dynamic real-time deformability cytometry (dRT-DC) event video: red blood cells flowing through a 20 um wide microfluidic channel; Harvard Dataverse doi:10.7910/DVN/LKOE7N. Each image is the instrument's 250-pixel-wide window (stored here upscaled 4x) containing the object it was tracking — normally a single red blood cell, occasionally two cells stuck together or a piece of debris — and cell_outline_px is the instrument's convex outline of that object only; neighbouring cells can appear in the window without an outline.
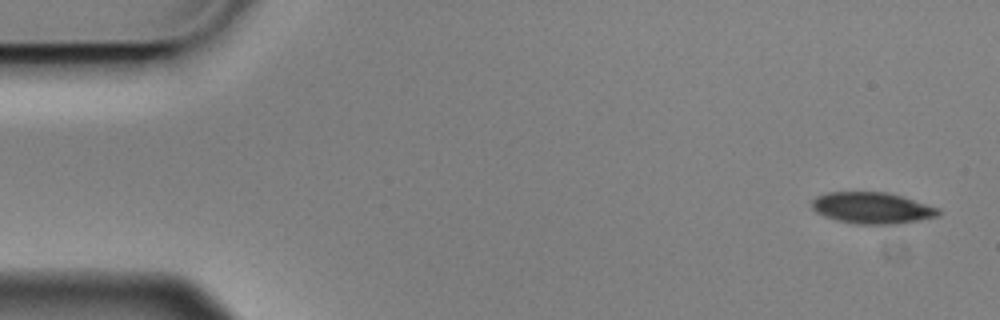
{"species": "Egyptian fruit bat (a non-hibernating species)", "species_latin": "Rousettus aegyptiacus", "temperature_condition": "cold", "stored_images_in_passage": 3, "camera_frame_rate_fps": 3000, "um_per_image_px": 0.085, "animal": {"sex": "male"}, "frame": {"image": 1, "passage_image": 1, "time_ms": 0.0, "image_size_px": [1000, 320], "cell_outline_px": [[940, 216], [896, 224], [856, 224], [836, 220], [824, 216], [816, 212], [812, 208], [812, 200], [816, 196], [828, 192], [888, 192], [940, 208]], "centroid_in_image_um": [74.13, 17.68], "position_along_channel_um": 10.9, "area_um2": 23.18}}